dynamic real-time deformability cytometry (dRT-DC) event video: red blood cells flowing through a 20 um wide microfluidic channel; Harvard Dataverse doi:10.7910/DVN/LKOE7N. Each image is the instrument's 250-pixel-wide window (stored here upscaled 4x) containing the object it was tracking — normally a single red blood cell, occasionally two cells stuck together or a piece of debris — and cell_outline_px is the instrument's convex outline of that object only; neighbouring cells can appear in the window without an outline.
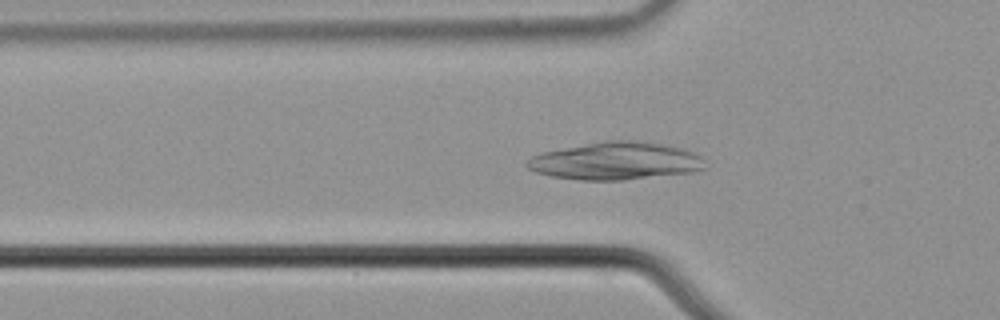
{"species": "common noctule bat (a hibernating species)", "species_latin": "Nyctalus noctula", "temperature_condition": "cold", "stored_images_in_passage": 45, "camera_frame_rate_fps": 3000, "um_per_image_px": 0.085, "animal": {"sex": "male", "body_mass_g": 21.5, "forearm_length_mm": 52.0}, "frame": {"image": 1, "passage_image": 8, "time_ms": 2.333, "image_size_px": [1000, 320], "cell_outline_px": [[708, 168], [696, 172], [624, 180], [580, 180], [552, 176], [536, 172], [528, 168], [524, 164], [532, 156], [540, 152], [604, 140], [636, 140], [664, 144], [684, 148], [700, 156]], "centroid_in_image_um": [52.36, 13.68], "position_along_channel_um": 73.4, "area_um2": 39.48}}
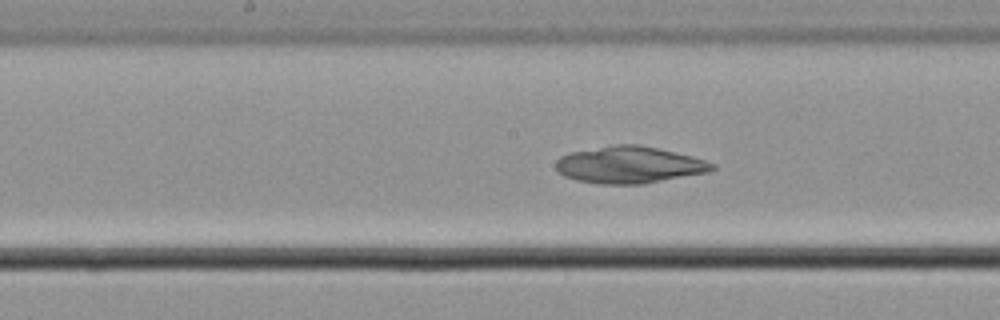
{"frame": {"image": 2, "passage_image": 18, "time_ms": 5.667, "image_size_px": [1000, 320], "cell_outline_px": [[716, 168], [708, 172], [644, 184], [600, 184], [576, 180], [564, 176], [556, 168], [556, 160], [560, 156], [568, 152], [616, 144], [640, 144], [676, 152], [692, 156], [716, 164]], "centroid_in_image_um": [53.49, 14.01], "position_along_channel_um": 194.7, "area_um2": 33.76}}
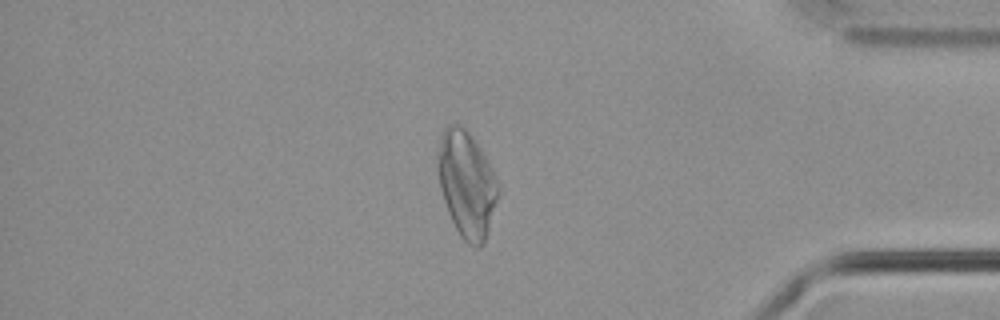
{"frame": {"image": 3, "passage_image": 37, "time_ms": 12.0, "image_size_px": [1000, 320], "cell_outline_px": [[500, 192], [484, 244], [480, 248], [476, 248], [468, 244], [460, 236], [448, 212], [440, 188], [436, 168], [436, 152], [440, 136], [444, 128], [448, 124], [456, 124], [464, 128], [476, 140], [488, 160], [500, 188]], "centroid_in_image_um": [39.65, 15.63], "position_along_channel_um": 395.5, "area_um2": 37.92}}